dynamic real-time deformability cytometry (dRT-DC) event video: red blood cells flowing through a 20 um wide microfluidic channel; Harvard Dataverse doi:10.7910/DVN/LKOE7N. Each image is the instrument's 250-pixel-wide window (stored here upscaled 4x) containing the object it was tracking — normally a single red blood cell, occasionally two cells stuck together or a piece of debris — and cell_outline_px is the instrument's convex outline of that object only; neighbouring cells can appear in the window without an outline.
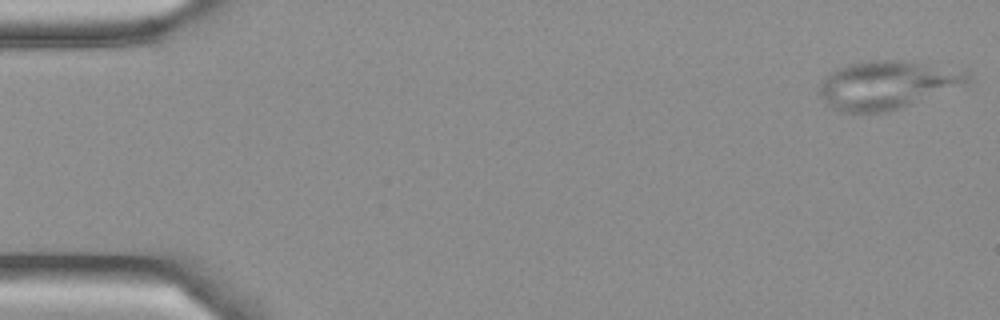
{"species": "Egyptian fruit bat (a non-hibernating species)", "species_latin": "Rousettus aegyptiacus", "temperature_condition": "cold", "stored_images_in_passage": 4, "camera_frame_rate_fps": 3000, "um_per_image_px": 0.085, "frame": {"image": 1, "passage_image": 1, "time_ms": 0.0, "image_size_px": [1000, 320], "cell_outline_px": [[972, 80], [968, 84], [912, 104], [888, 112], [836, 112], [816, 96], [816, 92], [820, 80], [824, 76], [836, 68], [848, 64], [868, 60], [916, 60], [968, 68], [972, 72]], "centroid_in_image_um": [75.47, 7.18], "position_along_channel_um": 9.5, "area_um2": 43.7}}